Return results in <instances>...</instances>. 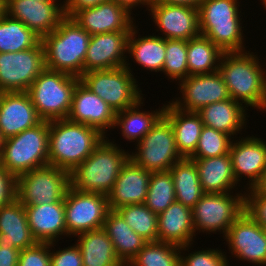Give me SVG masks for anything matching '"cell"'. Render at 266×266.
Here are the masks:
<instances>
[{"label": "cell", "mask_w": 266, "mask_h": 266, "mask_svg": "<svg viewBox=\"0 0 266 266\" xmlns=\"http://www.w3.org/2000/svg\"><path fill=\"white\" fill-rule=\"evenodd\" d=\"M250 51L224 52L218 72L231 99L251 111L266 113V63H261L257 52Z\"/></svg>", "instance_id": "cell-1"}, {"label": "cell", "mask_w": 266, "mask_h": 266, "mask_svg": "<svg viewBox=\"0 0 266 266\" xmlns=\"http://www.w3.org/2000/svg\"><path fill=\"white\" fill-rule=\"evenodd\" d=\"M105 137L92 154L70 173V187L82 192L108 195L130 159V150ZM127 150V151H126Z\"/></svg>", "instance_id": "cell-2"}, {"label": "cell", "mask_w": 266, "mask_h": 266, "mask_svg": "<svg viewBox=\"0 0 266 266\" xmlns=\"http://www.w3.org/2000/svg\"><path fill=\"white\" fill-rule=\"evenodd\" d=\"M105 136L97 129L68 119L50 121L49 165L71 172L89 157Z\"/></svg>", "instance_id": "cell-3"}, {"label": "cell", "mask_w": 266, "mask_h": 266, "mask_svg": "<svg viewBox=\"0 0 266 266\" xmlns=\"http://www.w3.org/2000/svg\"><path fill=\"white\" fill-rule=\"evenodd\" d=\"M240 2L203 0L198 7L200 34L210 39L223 52L247 51L242 21V14L245 13L242 12V8L239 9L242 7Z\"/></svg>", "instance_id": "cell-4"}, {"label": "cell", "mask_w": 266, "mask_h": 266, "mask_svg": "<svg viewBox=\"0 0 266 266\" xmlns=\"http://www.w3.org/2000/svg\"><path fill=\"white\" fill-rule=\"evenodd\" d=\"M90 36L72 18L65 17L54 31L41 39L45 68L80 78Z\"/></svg>", "instance_id": "cell-5"}, {"label": "cell", "mask_w": 266, "mask_h": 266, "mask_svg": "<svg viewBox=\"0 0 266 266\" xmlns=\"http://www.w3.org/2000/svg\"><path fill=\"white\" fill-rule=\"evenodd\" d=\"M50 121L7 138L1 145L0 165L15 178L33 169L49 165Z\"/></svg>", "instance_id": "cell-6"}, {"label": "cell", "mask_w": 266, "mask_h": 266, "mask_svg": "<svg viewBox=\"0 0 266 266\" xmlns=\"http://www.w3.org/2000/svg\"><path fill=\"white\" fill-rule=\"evenodd\" d=\"M80 78L45 68L26 91L42 121L67 119Z\"/></svg>", "instance_id": "cell-7"}, {"label": "cell", "mask_w": 266, "mask_h": 266, "mask_svg": "<svg viewBox=\"0 0 266 266\" xmlns=\"http://www.w3.org/2000/svg\"><path fill=\"white\" fill-rule=\"evenodd\" d=\"M245 211V192L205 193L192 208L196 236L222 234L224 238L233 222Z\"/></svg>", "instance_id": "cell-8"}, {"label": "cell", "mask_w": 266, "mask_h": 266, "mask_svg": "<svg viewBox=\"0 0 266 266\" xmlns=\"http://www.w3.org/2000/svg\"><path fill=\"white\" fill-rule=\"evenodd\" d=\"M135 73L125 66L111 70L85 72L80 81L104 100L115 112L135 105L145 94Z\"/></svg>", "instance_id": "cell-9"}, {"label": "cell", "mask_w": 266, "mask_h": 266, "mask_svg": "<svg viewBox=\"0 0 266 266\" xmlns=\"http://www.w3.org/2000/svg\"><path fill=\"white\" fill-rule=\"evenodd\" d=\"M69 187V172L46 165L16 177L15 198L22 205L54 203L65 199Z\"/></svg>", "instance_id": "cell-10"}, {"label": "cell", "mask_w": 266, "mask_h": 266, "mask_svg": "<svg viewBox=\"0 0 266 266\" xmlns=\"http://www.w3.org/2000/svg\"><path fill=\"white\" fill-rule=\"evenodd\" d=\"M130 158L147 171H169L183 157L176 148L170 122L162 116L130 151Z\"/></svg>", "instance_id": "cell-11"}, {"label": "cell", "mask_w": 266, "mask_h": 266, "mask_svg": "<svg viewBox=\"0 0 266 266\" xmlns=\"http://www.w3.org/2000/svg\"><path fill=\"white\" fill-rule=\"evenodd\" d=\"M65 222L69 238L103 227L109 212L108 196L69 187L65 199Z\"/></svg>", "instance_id": "cell-12"}, {"label": "cell", "mask_w": 266, "mask_h": 266, "mask_svg": "<svg viewBox=\"0 0 266 266\" xmlns=\"http://www.w3.org/2000/svg\"><path fill=\"white\" fill-rule=\"evenodd\" d=\"M45 69L44 47L0 53V89L3 92H26Z\"/></svg>", "instance_id": "cell-13"}, {"label": "cell", "mask_w": 266, "mask_h": 266, "mask_svg": "<svg viewBox=\"0 0 266 266\" xmlns=\"http://www.w3.org/2000/svg\"><path fill=\"white\" fill-rule=\"evenodd\" d=\"M230 257L254 266H266V229L244 211L223 238Z\"/></svg>", "instance_id": "cell-14"}, {"label": "cell", "mask_w": 266, "mask_h": 266, "mask_svg": "<svg viewBox=\"0 0 266 266\" xmlns=\"http://www.w3.org/2000/svg\"><path fill=\"white\" fill-rule=\"evenodd\" d=\"M251 135L233 139L229 152L235 180L240 186L243 183L241 180L247 182L245 185L243 183L244 191L258 185L266 167V141L259 135Z\"/></svg>", "instance_id": "cell-15"}, {"label": "cell", "mask_w": 266, "mask_h": 266, "mask_svg": "<svg viewBox=\"0 0 266 266\" xmlns=\"http://www.w3.org/2000/svg\"><path fill=\"white\" fill-rule=\"evenodd\" d=\"M148 13L154 22V31H160L154 34L164 39L188 41L200 35L198 8L152 2Z\"/></svg>", "instance_id": "cell-16"}, {"label": "cell", "mask_w": 266, "mask_h": 266, "mask_svg": "<svg viewBox=\"0 0 266 266\" xmlns=\"http://www.w3.org/2000/svg\"><path fill=\"white\" fill-rule=\"evenodd\" d=\"M179 96L171 102L183 111L198 112L202 107L230 99L228 88L218 71L190 75L177 86Z\"/></svg>", "instance_id": "cell-17"}, {"label": "cell", "mask_w": 266, "mask_h": 266, "mask_svg": "<svg viewBox=\"0 0 266 266\" xmlns=\"http://www.w3.org/2000/svg\"><path fill=\"white\" fill-rule=\"evenodd\" d=\"M115 118V110L81 81L77 83L67 118L69 121L93 127L108 137V132L114 131Z\"/></svg>", "instance_id": "cell-18"}, {"label": "cell", "mask_w": 266, "mask_h": 266, "mask_svg": "<svg viewBox=\"0 0 266 266\" xmlns=\"http://www.w3.org/2000/svg\"><path fill=\"white\" fill-rule=\"evenodd\" d=\"M6 14L24 23L41 39L66 17L63 1L6 0Z\"/></svg>", "instance_id": "cell-19"}, {"label": "cell", "mask_w": 266, "mask_h": 266, "mask_svg": "<svg viewBox=\"0 0 266 266\" xmlns=\"http://www.w3.org/2000/svg\"><path fill=\"white\" fill-rule=\"evenodd\" d=\"M130 33L131 31H120L91 35L83 73L125 66Z\"/></svg>", "instance_id": "cell-20"}, {"label": "cell", "mask_w": 266, "mask_h": 266, "mask_svg": "<svg viewBox=\"0 0 266 266\" xmlns=\"http://www.w3.org/2000/svg\"><path fill=\"white\" fill-rule=\"evenodd\" d=\"M71 18L90 35L131 31L137 24L135 17L112 0L79 10Z\"/></svg>", "instance_id": "cell-21"}, {"label": "cell", "mask_w": 266, "mask_h": 266, "mask_svg": "<svg viewBox=\"0 0 266 266\" xmlns=\"http://www.w3.org/2000/svg\"><path fill=\"white\" fill-rule=\"evenodd\" d=\"M41 121L27 92H3L0 130L4 140L35 127Z\"/></svg>", "instance_id": "cell-22"}, {"label": "cell", "mask_w": 266, "mask_h": 266, "mask_svg": "<svg viewBox=\"0 0 266 266\" xmlns=\"http://www.w3.org/2000/svg\"><path fill=\"white\" fill-rule=\"evenodd\" d=\"M151 172L138 166L131 158L122 167L108 196L111 210L122 206L143 204L147 197Z\"/></svg>", "instance_id": "cell-23"}, {"label": "cell", "mask_w": 266, "mask_h": 266, "mask_svg": "<svg viewBox=\"0 0 266 266\" xmlns=\"http://www.w3.org/2000/svg\"><path fill=\"white\" fill-rule=\"evenodd\" d=\"M24 206L28 225L37 242L54 243L69 237L65 222L64 200Z\"/></svg>", "instance_id": "cell-24"}, {"label": "cell", "mask_w": 266, "mask_h": 266, "mask_svg": "<svg viewBox=\"0 0 266 266\" xmlns=\"http://www.w3.org/2000/svg\"><path fill=\"white\" fill-rule=\"evenodd\" d=\"M136 24L130 33L128 38V48H127V61L125 67L131 72L134 73V68H131L132 63L130 64L129 59L133 63L138 64L142 69H145L146 72H153L156 74L162 73L163 64L165 61L166 49H165V39L161 36L154 35V33L142 36L140 34V28L138 29ZM143 67V68H142Z\"/></svg>", "instance_id": "cell-25"}, {"label": "cell", "mask_w": 266, "mask_h": 266, "mask_svg": "<svg viewBox=\"0 0 266 266\" xmlns=\"http://www.w3.org/2000/svg\"><path fill=\"white\" fill-rule=\"evenodd\" d=\"M248 111L251 110L230 98L206 105L198 113L205 126L224 132L235 139L238 138V134L239 137L242 135L243 129V132H246L249 125Z\"/></svg>", "instance_id": "cell-26"}, {"label": "cell", "mask_w": 266, "mask_h": 266, "mask_svg": "<svg viewBox=\"0 0 266 266\" xmlns=\"http://www.w3.org/2000/svg\"><path fill=\"white\" fill-rule=\"evenodd\" d=\"M190 159L195 161L200 184L205 193L245 192L242 188L239 191L242 186L235 180L230 153L211 158Z\"/></svg>", "instance_id": "cell-27"}, {"label": "cell", "mask_w": 266, "mask_h": 266, "mask_svg": "<svg viewBox=\"0 0 266 266\" xmlns=\"http://www.w3.org/2000/svg\"><path fill=\"white\" fill-rule=\"evenodd\" d=\"M192 209L175 201L158 214V241L182 247L194 243Z\"/></svg>", "instance_id": "cell-28"}, {"label": "cell", "mask_w": 266, "mask_h": 266, "mask_svg": "<svg viewBox=\"0 0 266 266\" xmlns=\"http://www.w3.org/2000/svg\"><path fill=\"white\" fill-rule=\"evenodd\" d=\"M163 116L170 122L178 152L189 158L194 151L204 126L198 112L183 111L171 101L166 103Z\"/></svg>", "instance_id": "cell-29"}, {"label": "cell", "mask_w": 266, "mask_h": 266, "mask_svg": "<svg viewBox=\"0 0 266 266\" xmlns=\"http://www.w3.org/2000/svg\"><path fill=\"white\" fill-rule=\"evenodd\" d=\"M145 98L140 99L135 105L116 112L115 124L113 129L120 130V136L123 140L134 143L136 145L155 125V123L163 116L166 103L160 108H151V110H143L145 106ZM142 109V110H141Z\"/></svg>", "instance_id": "cell-30"}, {"label": "cell", "mask_w": 266, "mask_h": 266, "mask_svg": "<svg viewBox=\"0 0 266 266\" xmlns=\"http://www.w3.org/2000/svg\"><path fill=\"white\" fill-rule=\"evenodd\" d=\"M0 241L19 250L37 243L28 225L25 206L16 198L0 208Z\"/></svg>", "instance_id": "cell-31"}, {"label": "cell", "mask_w": 266, "mask_h": 266, "mask_svg": "<svg viewBox=\"0 0 266 266\" xmlns=\"http://www.w3.org/2000/svg\"><path fill=\"white\" fill-rule=\"evenodd\" d=\"M102 229L112 241L115 254L124 266L130 263L147 242L132 230L116 210H109Z\"/></svg>", "instance_id": "cell-32"}, {"label": "cell", "mask_w": 266, "mask_h": 266, "mask_svg": "<svg viewBox=\"0 0 266 266\" xmlns=\"http://www.w3.org/2000/svg\"><path fill=\"white\" fill-rule=\"evenodd\" d=\"M73 238L80 248L83 266H124L115 254L112 241L102 228L79 233Z\"/></svg>", "instance_id": "cell-33"}, {"label": "cell", "mask_w": 266, "mask_h": 266, "mask_svg": "<svg viewBox=\"0 0 266 266\" xmlns=\"http://www.w3.org/2000/svg\"><path fill=\"white\" fill-rule=\"evenodd\" d=\"M175 187V199L192 209L205 194L198 176L195 161L183 157L169 170Z\"/></svg>", "instance_id": "cell-34"}, {"label": "cell", "mask_w": 266, "mask_h": 266, "mask_svg": "<svg viewBox=\"0 0 266 266\" xmlns=\"http://www.w3.org/2000/svg\"><path fill=\"white\" fill-rule=\"evenodd\" d=\"M223 51L204 35L187 41L188 76L218 71Z\"/></svg>", "instance_id": "cell-35"}, {"label": "cell", "mask_w": 266, "mask_h": 266, "mask_svg": "<svg viewBox=\"0 0 266 266\" xmlns=\"http://www.w3.org/2000/svg\"><path fill=\"white\" fill-rule=\"evenodd\" d=\"M40 41L41 38L21 21L8 14L0 19V53L30 49Z\"/></svg>", "instance_id": "cell-36"}, {"label": "cell", "mask_w": 266, "mask_h": 266, "mask_svg": "<svg viewBox=\"0 0 266 266\" xmlns=\"http://www.w3.org/2000/svg\"><path fill=\"white\" fill-rule=\"evenodd\" d=\"M180 248L163 241L146 242L127 266H180Z\"/></svg>", "instance_id": "cell-37"}, {"label": "cell", "mask_w": 266, "mask_h": 266, "mask_svg": "<svg viewBox=\"0 0 266 266\" xmlns=\"http://www.w3.org/2000/svg\"><path fill=\"white\" fill-rule=\"evenodd\" d=\"M116 211L137 235L147 242L158 241V215L144 203L122 206Z\"/></svg>", "instance_id": "cell-38"}, {"label": "cell", "mask_w": 266, "mask_h": 266, "mask_svg": "<svg viewBox=\"0 0 266 266\" xmlns=\"http://www.w3.org/2000/svg\"><path fill=\"white\" fill-rule=\"evenodd\" d=\"M175 201V187L170 171L151 173L144 204L158 215Z\"/></svg>", "instance_id": "cell-39"}, {"label": "cell", "mask_w": 266, "mask_h": 266, "mask_svg": "<svg viewBox=\"0 0 266 266\" xmlns=\"http://www.w3.org/2000/svg\"><path fill=\"white\" fill-rule=\"evenodd\" d=\"M165 61L162 74L168 81L178 85L188 76L187 67V41L178 39H165ZM171 79V80H169Z\"/></svg>", "instance_id": "cell-40"}, {"label": "cell", "mask_w": 266, "mask_h": 266, "mask_svg": "<svg viewBox=\"0 0 266 266\" xmlns=\"http://www.w3.org/2000/svg\"><path fill=\"white\" fill-rule=\"evenodd\" d=\"M233 138L221 131L203 126L196 150L189 158H211L230 152Z\"/></svg>", "instance_id": "cell-41"}, {"label": "cell", "mask_w": 266, "mask_h": 266, "mask_svg": "<svg viewBox=\"0 0 266 266\" xmlns=\"http://www.w3.org/2000/svg\"><path fill=\"white\" fill-rule=\"evenodd\" d=\"M194 243L180 248V266H231L228 256L222 248H201L193 250ZM193 250L190 252V250ZM187 251V252H185Z\"/></svg>", "instance_id": "cell-42"}, {"label": "cell", "mask_w": 266, "mask_h": 266, "mask_svg": "<svg viewBox=\"0 0 266 266\" xmlns=\"http://www.w3.org/2000/svg\"><path fill=\"white\" fill-rule=\"evenodd\" d=\"M18 266H51V243L37 242L20 250Z\"/></svg>", "instance_id": "cell-43"}, {"label": "cell", "mask_w": 266, "mask_h": 266, "mask_svg": "<svg viewBox=\"0 0 266 266\" xmlns=\"http://www.w3.org/2000/svg\"><path fill=\"white\" fill-rule=\"evenodd\" d=\"M245 191V211L266 229V192L255 188Z\"/></svg>", "instance_id": "cell-44"}, {"label": "cell", "mask_w": 266, "mask_h": 266, "mask_svg": "<svg viewBox=\"0 0 266 266\" xmlns=\"http://www.w3.org/2000/svg\"><path fill=\"white\" fill-rule=\"evenodd\" d=\"M70 245L59 248V242L51 243V266H83L80 248L76 243Z\"/></svg>", "instance_id": "cell-45"}, {"label": "cell", "mask_w": 266, "mask_h": 266, "mask_svg": "<svg viewBox=\"0 0 266 266\" xmlns=\"http://www.w3.org/2000/svg\"><path fill=\"white\" fill-rule=\"evenodd\" d=\"M16 178L0 165V208L15 198Z\"/></svg>", "instance_id": "cell-46"}, {"label": "cell", "mask_w": 266, "mask_h": 266, "mask_svg": "<svg viewBox=\"0 0 266 266\" xmlns=\"http://www.w3.org/2000/svg\"><path fill=\"white\" fill-rule=\"evenodd\" d=\"M110 0H63V11L66 17L71 18L77 11L93 8Z\"/></svg>", "instance_id": "cell-47"}, {"label": "cell", "mask_w": 266, "mask_h": 266, "mask_svg": "<svg viewBox=\"0 0 266 266\" xmlns=\"http://www.w3.org/2000/svg\"><path fill=\"white\" fill-rule=\"evenodd\" d=\"M20 250L0 241V266H18Z\"/></svg>", "instance_id": "cell-48"}, {"label": "cell", "mask_w": 266, "mask_h": 266, "mask_svg": "<svg viewBox=\"0 0 266 266\" xmlns=\"http://www.w3.org/2000/svg\"><path fill=\"white\" fill-rule=\"evenodd\" d=\"M116 2L119 6L124 8L129 14L132 16L135 15V9L138 6V8H144L146 7L147 13L149 11L150 4L152 3V0H112ZM134 9V10H133ZM134 13H132L133 11Z\"/></svg>", "instance_id": "cell-49"}, {"label": "cell", "mask_w": 266, "mask_h": 266, "mask_svg": "<svg viewBox=\"0 0 266 266\" xmlns=\"http://www.w3.org/2000/svg\"><path fill=\"white\" fill-rule=\"evenodd\" d=\"M152 2H161L173 5H186L198 8L203 2V0H152Z\"/></svg>", "instance_id": "cell-50"}, {"label": "cell", "mask_w": 266, "mask_h": 266, "mask_svg": "<svg viewBox=\"0 0 266 266\" xmlns=\"http://www.w3.org/2000/svg\"><path fill=\"white\" fill-rule=\"evenodd\" d=\"M255 189L266 192V167L261 181L255 187Z\"/></svg>", "instance_id": "cell-51"}, {"label": "cell", "mask_w": 266, "mask_h": 266, "mask_svg": "<svg viewBox=\"0 0 266 266\" xmlns=\"http://www.w3.org/2000/svg\"><path fill=\"white\" fill-rule=\"evenodd\" d=\"M6 14V0H0V19Z\"/></svg>", "instance_id": "cell-52"}, {"label": "cell", "mask_w": 266, "mask_h": 266, "mask_svg": "<svg viewBox=\"0 0 266 266\" xmlns=\"http://www.w3.org/2000/svg\"><path fill=\"white\" fill-rule=\"evenodd\" d=\"M3 142H4V138H3L2 134H1V130H0V156H1V145L3 144Z\"/></svg>", "instance_id": "cell-53"}, {"label": "cell", "mask_w": 266, "mask_h": 266, "mask_svg": "<svg viewBox=\"0 0 266 266\" xmlns=\"http://www.w3.org/2000/svg\"><path fill=\"white\" fill-rule=\"evenodd\" d=\"M261 1V4H259V5H263V8H264V10H266V0H260Z\"/></svg>", "instance_id": "cell-54"}, {"label": "cell", "mask_w": 266, "mask_h": 266, "mask_svg": "<svg viewBox=\"0 0 266 266\" xmlns=\"http://www.w3.org/2000/svg\"><path fill=\"white\" fill-rule=\"evenodd\" d=\"M36 1L42 2V1H62V0H36Z\"/></svg>", "instance_id": "cell-55"}, {"label": "cell", "mask_w": 266, "mask_h": 266, "mask_svg": "<svg viewBox=\"0 0 266 266\" xmlns=\"http://www.w3.org/2000/svg\"><path fill=\"white\" fill-rule=\"evenodd\" d=\"M2 94H3V91L0 89V98H1Z\"/></svg>", "instance_id": "cell-56"}]
</instances>
